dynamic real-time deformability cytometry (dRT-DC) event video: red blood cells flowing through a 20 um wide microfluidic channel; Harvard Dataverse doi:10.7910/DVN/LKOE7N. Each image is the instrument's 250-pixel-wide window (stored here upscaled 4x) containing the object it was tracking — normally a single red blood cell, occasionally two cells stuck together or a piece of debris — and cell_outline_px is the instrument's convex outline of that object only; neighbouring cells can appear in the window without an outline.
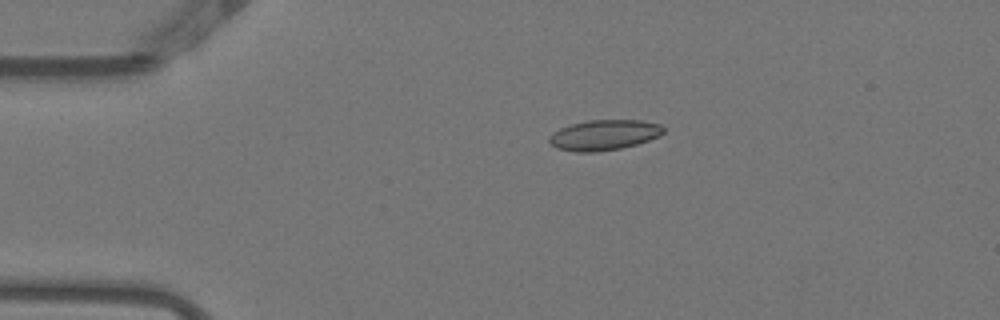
{"species": "Egyptian fruit bat (a non-hibernating species)", "species_latin": "Rousettus aegyptiacus", "temperature_condition": "warm", "stored_images_in_passage": 35, "camera_frame_rate_fps": 3000, "um_per_image_px": 0.085, "animal": {"sex": "female"}, "frame": {"image": 1, "passage_image": 4, "time_ms": 1.0, "image_size_px": [1000, 320], "cell_outline_px": [[664, 132], [660, 136], [636, 144], [620, 148], [596, 152], [576, 152], [556, 148], [548, 140], [548, 136], [552, 132], [560, 128], [572, 124], [588, 120], [640, 120], [660, 124], [664, 128]], "centroid_in_image_um": [51.33, 11.47], "position_along_channel_um": 33.7, "area_um2": 20.23}}
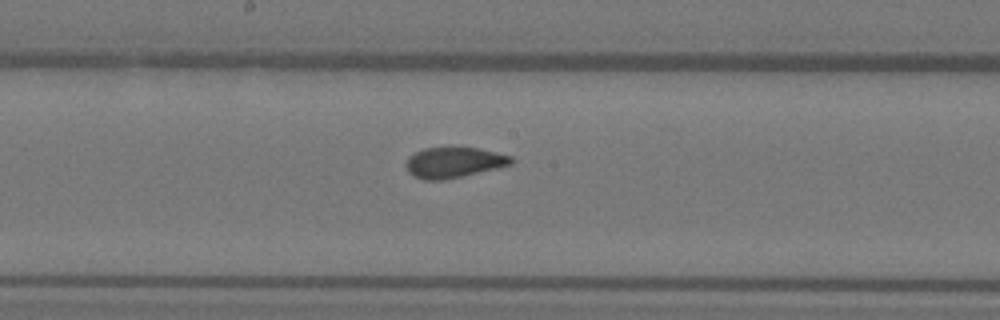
{"frame": {"image": 2, "passage_image": 21, "time_ms": 6.667, "image_size_px": [1000, 320], "cell_outline_px": [[516, 160], [512, 164], [496, 168], [444, 180], [424, 180], [408, 172], [404, 164], [408, 156], [424, 148], [452, 144], [476, 148], [496, 152], [512, 156]], "centroid_in_image_um": [38.56, 13.76], "position_along_channel_um": 209.6, "area_um2": 19.36}}
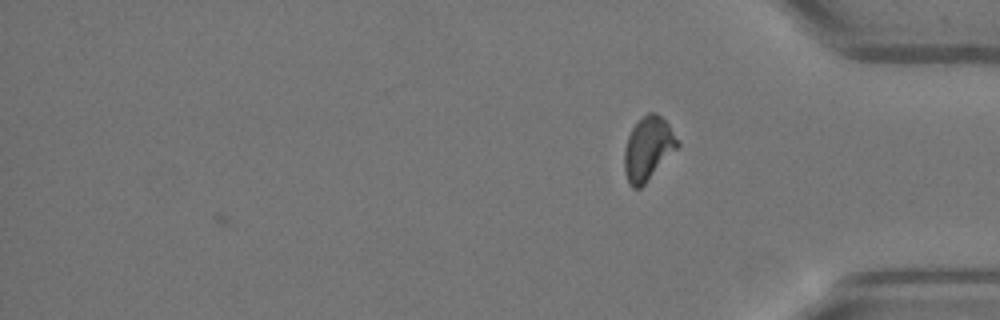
{"frame": {"image": 3, "passage_image": 35, "time_ms": 11.333, "image_size_px": [1000, 320], "cell_outline_px": [[680, 144], [648, 180], [640, 188], [632, 188], [628, 184], [624, 172], [624, 148], [628, 136], [632, 128], [648, 112], [656, 112], [668, 124]], "centroid_in_image_um": [55.05, 12.65], "position_along_channel_um": 380.2, "area_um2": 19.36}, "authors_computed_cell_mechanics": {"area_um2": 19.4208, "velocity_mm_per_s": 3.8561, "shape_relaxation_time_tau1_ms": 7.3003, "shape_relaxation_time_tau2_ms": 0.7044, "deformation_change_tau1": 0.1629, "deformation_change_tau2": 0.0401}}